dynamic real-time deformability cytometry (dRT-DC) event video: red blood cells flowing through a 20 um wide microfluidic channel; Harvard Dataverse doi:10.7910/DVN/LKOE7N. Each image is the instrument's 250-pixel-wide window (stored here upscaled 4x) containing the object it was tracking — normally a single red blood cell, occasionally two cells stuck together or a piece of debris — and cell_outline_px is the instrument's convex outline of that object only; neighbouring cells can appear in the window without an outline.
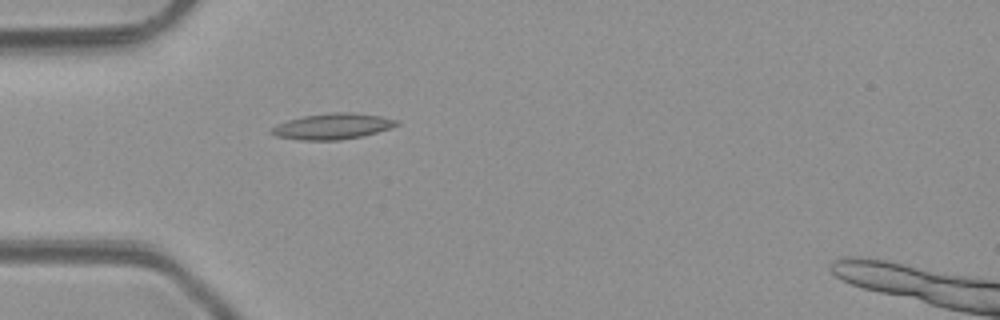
{"species": "common noctule bat (a hibernating species)", "species_latin": "Nyctalus noctula", "temperature_condition": "room temperature", "stored_images_in_passage": 1, "camera_frame_rate_fps": 3000, "um_per_image_px": 0.085, "animal": {"sex": "male", "body_mass_g": 23.1, "forearm_length_mm": 52.7}, "frame": {"image": 1, "passage_image": 1, "time_ms": 0.0, "image_size_px": [1000, 320], "cell_outline_px": [[400, 124], [364, 136], [340, 140], [300, 140], [276, 136], [268, 132], [276, 124], [288, 120], [304, 116], [332, 112], [352, 112], [380, 116], [400, 120]], "centroid_in_image_um": [28.26, 10.74], "position_along_channel_um": 56.7, "area_um2": 18.9}}